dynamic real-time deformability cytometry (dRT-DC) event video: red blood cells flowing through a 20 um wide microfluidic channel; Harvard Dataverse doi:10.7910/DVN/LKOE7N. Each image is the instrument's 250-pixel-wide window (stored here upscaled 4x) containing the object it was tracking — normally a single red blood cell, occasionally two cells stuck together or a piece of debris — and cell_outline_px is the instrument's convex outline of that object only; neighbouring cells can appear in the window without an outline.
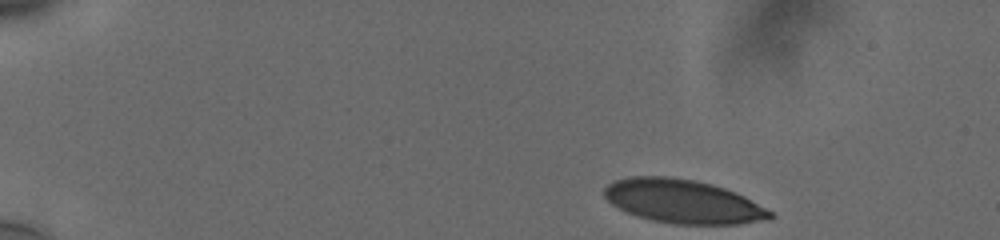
{"species": "human", "species_latin": "Homo sapiens", "temperature_condition": "cold", "stored_images_in_passage": 43, "camera_frame_rate_fps": 3000, "um_per_image_px": 0.085, "donor": {"sex": "male"}, "frame": {"image": 1, "passage_image": 1, "time_ms": 0.0, "image_size_px": [1000, 240], "cell_outline_px": [[776, 216], [772, 220], [740, 224], [672, 224], [652, 220], [636, 216], [612, 204], [604, 196], [604, 188], [608, 184], [616, 180], [632, 176], [668, 176], [692, 180], [712, 184], [724, 188], [744, 196], [772, 212]], "centroid_in_image_um": [58.08, 17.13], "position_along_channel_um": 26.9, "area_um2": 42.19}}
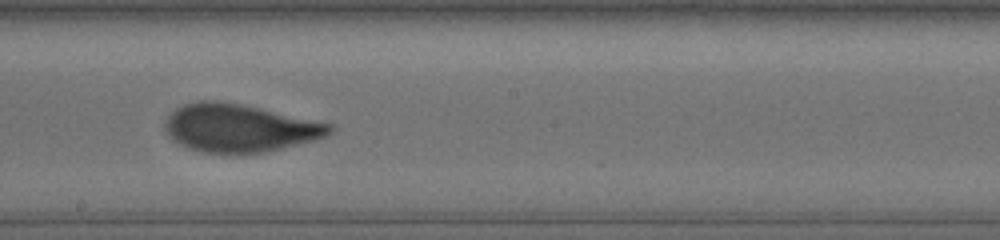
{"frame": {"image": 2, "passage_image": 26, "time_ms": 8.333, "image_size_px": [1000, 240], "cell_outline_px": [[336, 128], [332, 132], [316, 140], [264, 152], [200, 152], [188, 148], [172, 140], [168, 136], [164, 128], [164, 120], [176, 108], [184, 104], [200, 100], [216, 100], [240, 104], [260, 108], [332, 124]], "centroid_in_image_um": [20.32, 10.87], "position_along_channel_um": 227.9, "area_um2": 45.72}}
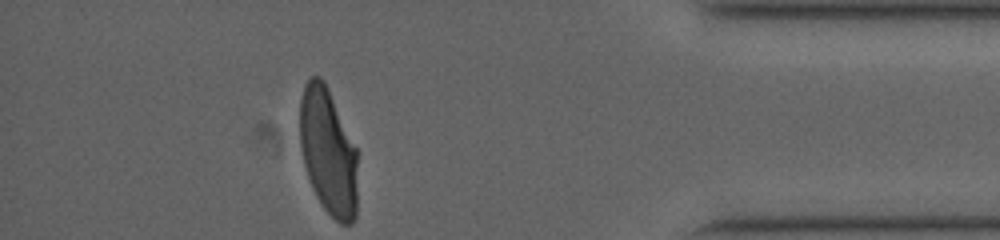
{"frame": {"image": 3, "passage_image": 43, "time_ms": 14.0, "image_size_px": [1000, 240], "cell_outline_px": [[356, 216], [352, 224], [340, 224], [320, 204], [312, 188], [304, 164], [300, 148], [300, 100], [304, 84], [312, 76], [320, 76], [324, 80], [328, 88], [356, 148]], "centroid_in_image_um": [27.87, 12.89], "position_along_channel_um": 407.3, "area_um2": 42.48}, "authors_computed_cell_mechanics": {"area_um2": 45.4886, "velocity_mm_per_s": 3.7389, "shape_relaxation_time_tau1_ms": 5.8587, "shape_relaxation_time_tau2_ms": null, "deformation_change_tau1": 0.2049, "deformation_change_tau2": null}}